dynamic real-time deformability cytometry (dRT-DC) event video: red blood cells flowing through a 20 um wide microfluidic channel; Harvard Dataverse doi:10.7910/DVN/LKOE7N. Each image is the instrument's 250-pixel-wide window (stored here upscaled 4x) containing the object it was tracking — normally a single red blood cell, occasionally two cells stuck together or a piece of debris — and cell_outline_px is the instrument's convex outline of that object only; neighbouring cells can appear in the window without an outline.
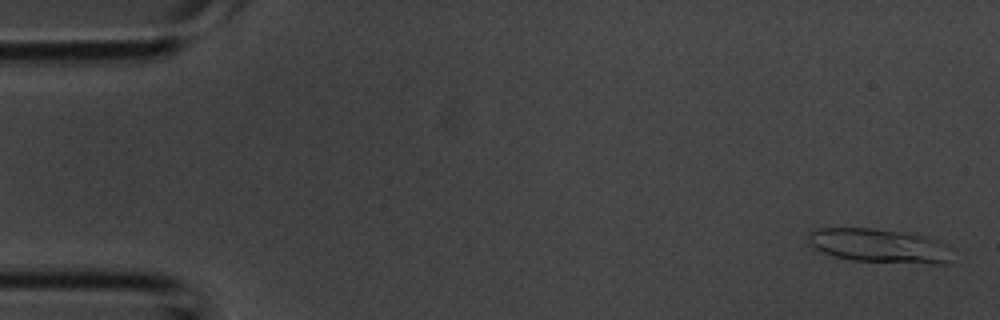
{"species": "common noctule bat (a hibernating species)", "species_latin": "Nyctalus noctula", "temperature_condition": "room temperature", "stored_images_in_passage": 3, "segment_of_instrument_passage": [2, 2], "camera_frame_rate_fps": 3000, "um_per_image_px": 0.085, "animal": {"sex": "male", "body_mass_g": 20.1, "forearm_length_mm": 53.5}, "frame": {"image": 1, "passage_image": 3, "time_ms": 0.667, "image_size_px": [1000, 320], "cell_outline_px": [[948, 264], [932, 264], [852, 260], [836, 256], [824, 252], [816, 248], [808, 240], [808, 236], [812, 228], [872, 228], [912, 232], [936, 240], [944, 244]], "centroid_in_image_um": [74.68, 20.86], "position_along_channel_um": 10.3, "area_um2": 28.09}}